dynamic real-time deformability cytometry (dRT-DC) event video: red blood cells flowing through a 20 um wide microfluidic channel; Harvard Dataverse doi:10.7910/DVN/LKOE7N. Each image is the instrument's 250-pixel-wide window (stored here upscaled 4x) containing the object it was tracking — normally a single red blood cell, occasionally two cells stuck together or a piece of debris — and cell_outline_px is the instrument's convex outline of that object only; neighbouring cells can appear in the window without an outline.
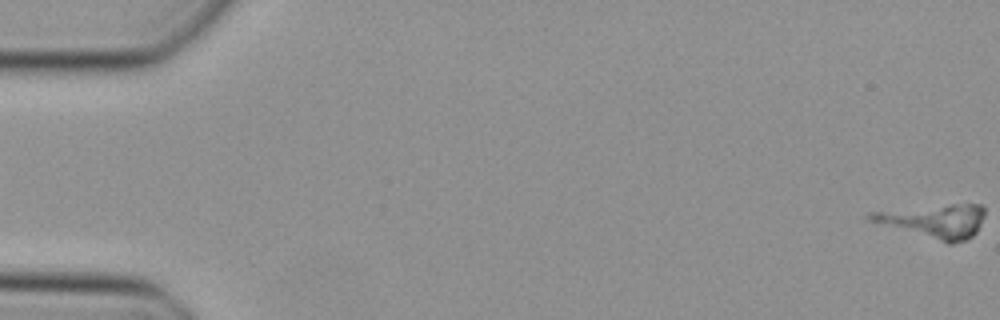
{"species": "Egyptian fruit bat (a non-hibernating species)", "species_latin": "Rousettus aegyptiacus", "temperature_condition": "cold", "stored_images_in_passage": 49, "camera_frame_rate_fps": 3000, "um_per_image_px": 0.085, "animal": {"sex": "female"}, "frame": {"image": 1, "passage_image": 1, "time_ms": 0.0, "image_size_px": [1000, 320], "cell_outline_px": [[984, 216], [976, 232], [972, 236], [964, 240], [952, 244], [948, 244], [868, 220], [864, 216], [868, 212], [952, 204], [980, 204], [984, 208]], "centroid_in_image_um": [79.41, 18.79], "position_along_channel_um": 5.6, "area_um2": 22.25}}
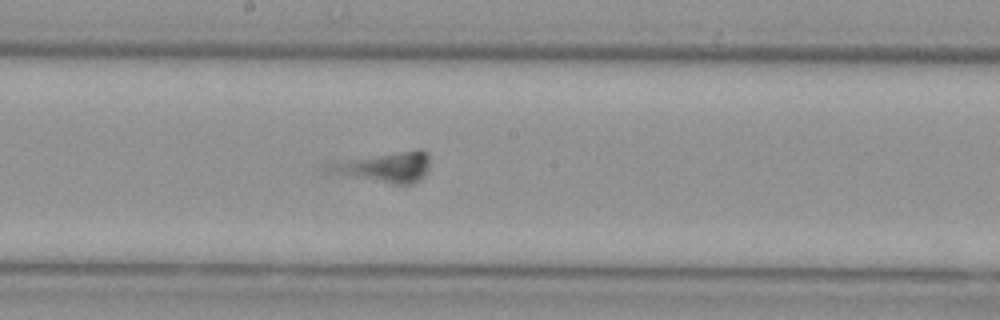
{"frame": {"image": 2, "passage_image": 28, "time_ms": 9.0, "image_size_px": [1000, 320], "cell_outline_px": [[428, 168], [424, 176], [420, 180], [412, 184], [392, 184], [340, 176], [328, 172], [320, 168], [328, 164], [420, 148], [428, 152]], "centroid_in_image_um": [32.73, 14.24], "position_along_channel_um": 215.5, "area_um2": 17.8}}
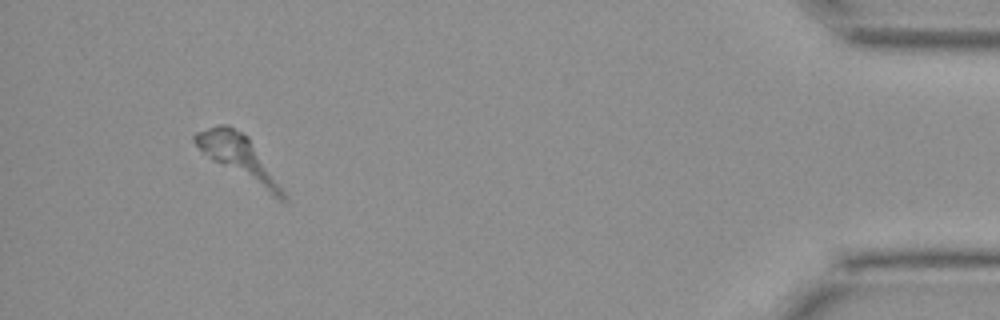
{"frame": {"image": 3, "passage_image": 48, "time_ms": 15.667, "image_size_px": [1000, 320], "cell_outline_px": [[288, 200], [284, 204], [212, 160], [192, 140], [192, 136], [196, 132], [220, 124], [228, 124], [248, 136], [288, 196]], "centroid_in_image_um": [20.34, 13.42], "position_along_channel_um": 414.9, "area_um2": 22.2}}